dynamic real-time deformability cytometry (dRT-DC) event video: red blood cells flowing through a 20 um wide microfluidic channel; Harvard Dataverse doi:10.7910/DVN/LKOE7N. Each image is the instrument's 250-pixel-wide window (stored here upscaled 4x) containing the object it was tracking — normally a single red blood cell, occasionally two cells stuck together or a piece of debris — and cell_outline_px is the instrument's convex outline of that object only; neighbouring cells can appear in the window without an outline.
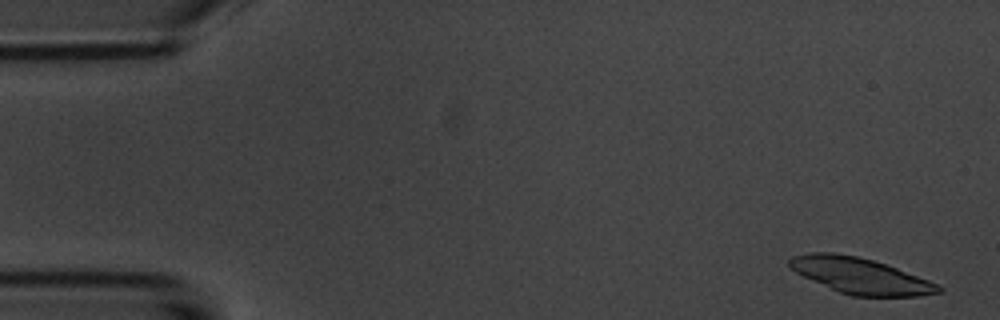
{"species": "common noctule bat (a hibernating species)", "species_latin": "Nyctalus noctula", "temperature_condition": "room temperature", "stored_images_in_passage": 17, "camera_frame_rate_fps": 3000, "um_per_image_px": 0.085, "animal": {"sex": "male", "body_mass_g": 20.1, "forearm_length_mm": 53.5}, "frame": {"image": 1, "passage_image": 2, "time_ms": 0.333, "image_size_px": [1000, 320], "cell_outline_px": [[944, 292], [916, 296], [852, 296], [840, 292], [812, 280], [796, 272], [788, 264], [788, 260], [792, 256], [808, 252], [832, 252], [856, 256], [872, 260], [896, 268], [940, 284], [944, 288]], "centroid_in_image_um": [73.15, 23.44], "position_along_channel_um": 11.8, "area_um2": 30.92}}